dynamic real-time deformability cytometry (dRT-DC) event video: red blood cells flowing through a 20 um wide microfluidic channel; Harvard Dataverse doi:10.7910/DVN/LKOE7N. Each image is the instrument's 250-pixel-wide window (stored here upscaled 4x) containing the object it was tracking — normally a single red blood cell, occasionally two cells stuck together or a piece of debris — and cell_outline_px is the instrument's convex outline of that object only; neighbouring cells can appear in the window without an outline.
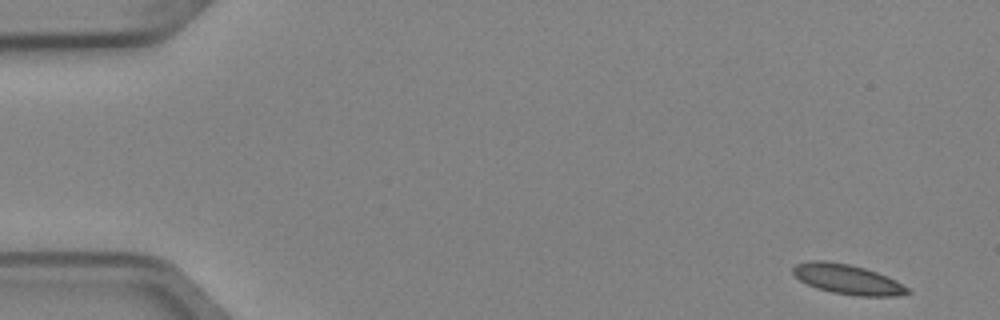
{"species": "Egyptian fruit bat (a non-hibernating species)", "species_latin": "Rousettus aegyptiacus", "temperature_condition": "cold", "stored_images_in_passage": 4, "camera_frame_rate_fps": 3000, "um_per_image_px": 0.085, "animal": {"sex": "female"}, "frame": {"image": 1, "passage_image": 1, "time_ms": 0.0, "image_size_px": [1000, 320], "cell_outline_px": [[912, 292], [896, 296], [860, 296], [832, 292], [816, 288], [800, 280], [792, 272], [792, 268], [796, 264], [812, 260], [824, 260], [848, 264], [864, 268], [888, 276], [896, 280], [908, 288]], "centroid_in_image_um": [72.04, 23.74], "position_along_channel_um": 13.0, "area_um2": 19.83}}
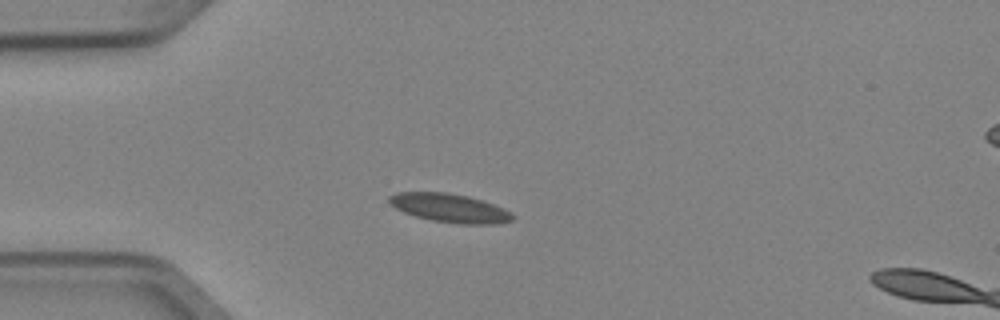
{"frame": {"image": 2, "passage_image": 4, "time_ms": 1.0, "image_size_px": [1000, 320], "cell_outline_px": [[516, 216], [512, 220], [496, 224], [460, 224], [432, 220], [416, 216], [404, 212], [396, 208], [388, 200], [388, 196], [396, 192], [448, 192], [468, 196], [504, 208]], "centroid_in_image_um": [38.23, 17.68], "position_along_channel_um": 46.8, "area_um2": 20.52}}